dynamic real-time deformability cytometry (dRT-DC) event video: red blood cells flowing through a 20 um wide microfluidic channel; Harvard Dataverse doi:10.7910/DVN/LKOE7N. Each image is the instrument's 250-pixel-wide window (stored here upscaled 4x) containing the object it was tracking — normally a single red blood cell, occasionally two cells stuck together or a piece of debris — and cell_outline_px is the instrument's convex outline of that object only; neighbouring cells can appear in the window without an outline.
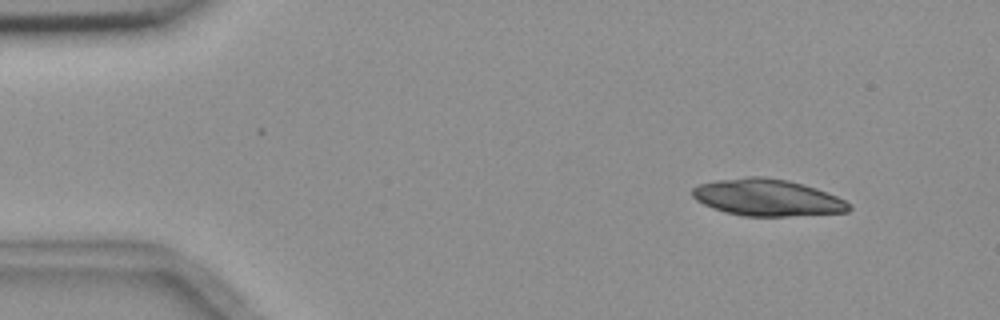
{"species": "common noctule bat (a hibernating species)", "species_latin": "Nyctalus noctula", "temperature_condition": "room temperature", "stored_images_in_passage": 4, "camera_frame_rate_fps": 3000, "um_per_image_px": 0.085, "animal": {"sex": "female", "body_mass_g": 18.4}, "frame": {"image": 1, "passage_image": 1, "time_ms": 0.0, "image_size_px": [1000, 320], "cell_outline_px": [[852, 208], [848, 212], [788, 216], [744, 216], [724, 212], [712, 208], [696, 200], [692, 196], [692, 188], [700, 184], [716, 180], [748, 176], [764, 176], [788, 180], [804, 184], [828, 192], [844, 200]], "centroid_in_image_um": [65.21, 16.79], "position_along_channel_um": 19.8, "area_um2": 33.7}}